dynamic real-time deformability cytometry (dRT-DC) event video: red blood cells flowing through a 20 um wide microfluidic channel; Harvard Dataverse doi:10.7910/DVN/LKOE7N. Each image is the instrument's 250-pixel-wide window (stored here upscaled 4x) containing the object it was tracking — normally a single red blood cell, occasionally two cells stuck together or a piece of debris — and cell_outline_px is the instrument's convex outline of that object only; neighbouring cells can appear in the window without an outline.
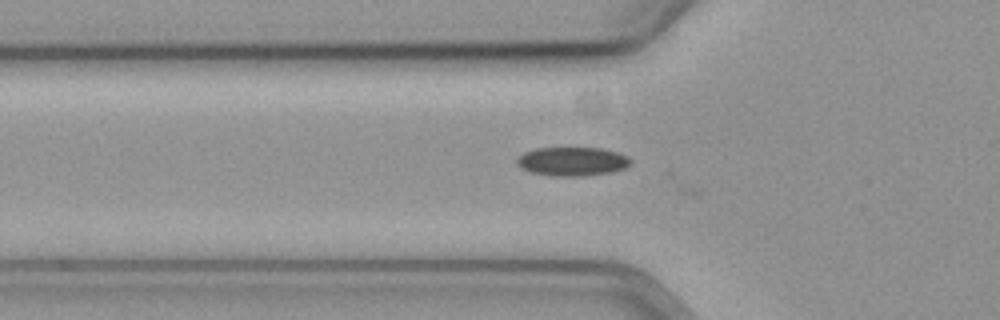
{"species": "common noctule bat (a hibernating species)", "species_latin": "Nyctalus noctula", "temperature_condition": "cold", "stored_images_in_passage": 34, "camera_frame_rate_fps": 3000, "um_per_image_px": 0.085, "animal": {"sex": "female", "body_mass_g": 19.3, "forearm_length_mm": 54.1}, "frame": {"image": 1, "passage_image": 5, "time_ms": 1.333, "image_size_px": [1000, 320], "cell_outline_px": [[632, 164], [624, 168], [612, 172], [580, 176], [556, 176], [528, 172], [520, 168], [516, 164], [516, 160], [524, 152], [536, 148], [604, 148], [620, 152], [628, 156], [632, 160]], "centroid_in_image_um": [48.66, 13.72], "position_along_channel_um": 77.1, "area_um2": 19.36}}
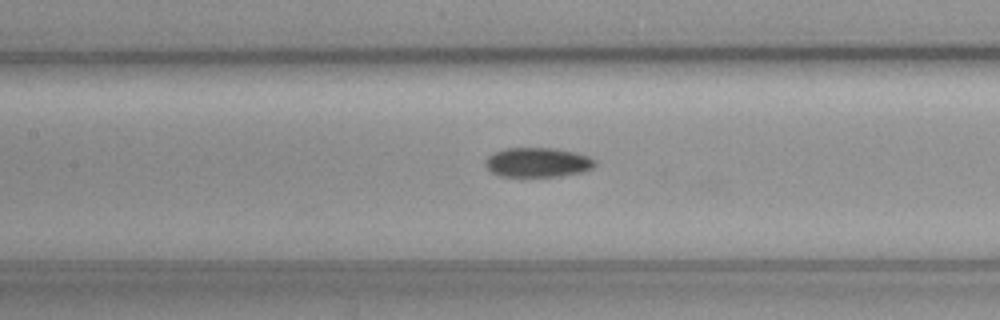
{"frame": {"image": 2, "passage_image": 12, "time_ms": 3.667, "image_size_px": [1000, 320], "cell_outline_px": [[596, 164], [592, 168], [584, 172], [560, 176], [500, 176], [492, 172], [484, 164], [484, 160], [488, 156], [504, 148], [556, 148], [576, 152], [588, 156], [596, 160]], "centroid_in_image_um": [45.73, 13.8], "position_along_channel_um": 161.7, "area_um2": 18.96}}
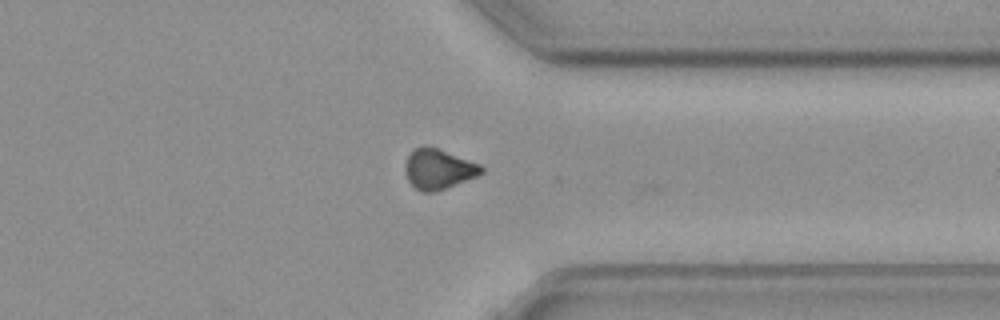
{"frame": {"image": 3, "passage_image": 30, "time_ms": 9.667, "image_size_px": [1000, 320], "cell_outline_px": [[484, 172], [476, 176], [436, 192], [424, 192], [416, 188], [408, 180], [404, 172], [404, 164], [412, 148], [428, 144], [480, 164], [484, 168]], "centroid_in_image_um": [37.23, 14.34], "position_along_channel_um": 374.2, "area_um2": 18.03}, "authors_computed_cell_mechanics": {"area_um2": 18.8428, "velocity_mm_per_s": 3.5907, "shape_relaxation_time_tau1_ms": 9.6979, "shape_relaxation_time_tau2_ms": null, "deformation_change_tau1": 0.1265, "deformation_change_tau2": null}}